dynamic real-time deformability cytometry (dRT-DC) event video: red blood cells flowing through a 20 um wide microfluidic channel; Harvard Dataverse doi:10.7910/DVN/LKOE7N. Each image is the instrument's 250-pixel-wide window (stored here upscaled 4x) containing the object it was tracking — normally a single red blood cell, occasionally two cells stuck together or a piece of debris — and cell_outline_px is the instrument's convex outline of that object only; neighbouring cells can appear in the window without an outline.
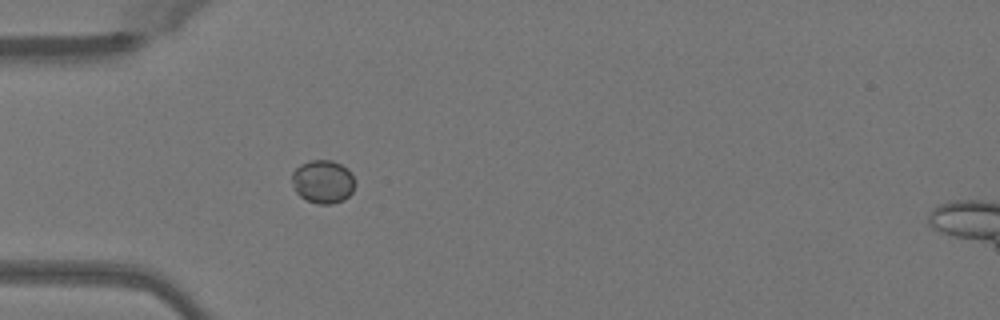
{"species": "Egyptian fruit bat (a non-hibernating species)", "species_latin": "Rousettus aegyptiacus", "temperature_condition": "warm", "stored_images_in_passage": 13, "camera_frame_rate_fps": 3000, "um_per_image_px": 0.085, "animal": {"sex": "female"}, "frame": {"image": 1, "passage_image": 1, "time_ms": 0.0, "image_size_px": [1000, 320], "cell_outline_px": [[356, 184], [352, 192], [344, 200], [332, 204], [316, 204], [300, 196], [296, 192], [292, 184], [292, 172], [300, 164], [312, 160], [332, 160], [348, 168], [352, 172]], "centroid_in_image_um": [27.47, 15.44], "position_along_channel_um": 57.5, "area_um2": 16.13}}
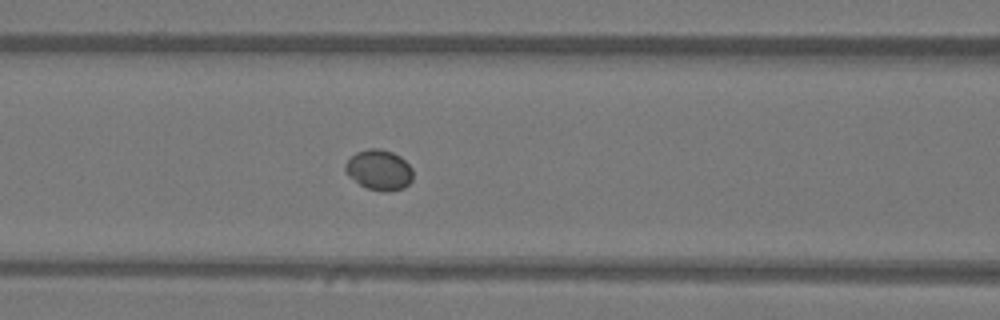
{"frame": {"image": 2, "passage_image": 7, "time_ms": 2.0, "image_size_px": [1000, 320], "cell_outline_px": [[412, 180], [404, 188], [384, 192], [368, 188], [360, 184], [348, 176], [344, 168], [344, 164], [356, 152], [368, 148], [380, 148], [392, 152], [400, 156], [412, 168]], "centroid_in_image_um": [32.21, 14.43], "position_along_channel_um": 134.4, "area_um2": 15.9}}
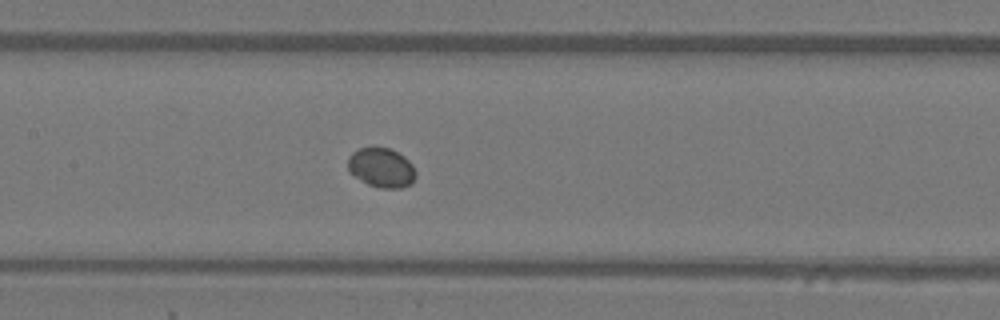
{"frame": {"image": 3, "passage_image": 10, "time_ms": 3.0, "image_size_px": [1000, 320], "cell_outline_px": [[416, 176], [412, 184], [400, 188], [380, 188], [368, 184], [360, 180], [348, 172], [348, 156], [352, 152], [360, 148], [392, 148], [404, 156], [412, 164], [416, 172]], "centroid_in_image_um": [32.42, 14.26], "position_along_channel_um": 175.0, "area_um2": 15.78}}